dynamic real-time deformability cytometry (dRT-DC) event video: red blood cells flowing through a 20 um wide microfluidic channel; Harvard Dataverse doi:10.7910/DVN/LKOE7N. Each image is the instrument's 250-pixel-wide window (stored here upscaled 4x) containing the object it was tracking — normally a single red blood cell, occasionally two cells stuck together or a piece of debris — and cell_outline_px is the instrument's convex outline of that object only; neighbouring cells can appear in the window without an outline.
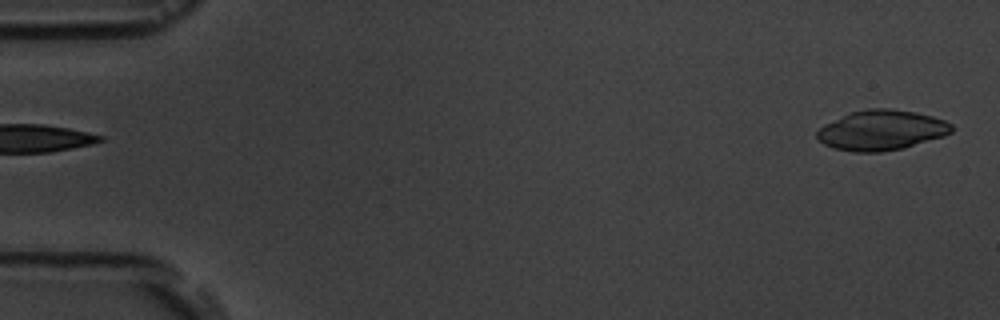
{"species": "common noctule bat (a hibernating species)", "species_latin": "Nyctalus noctula", "temperature_condition": "room temperature", "stored_images_in_passage": 6, "segment_of_instrument_passage": [2, 2], "camera_frame_rate_fps": 3000, "um_per_image_px": 0.085, "animal": {"sex": "male", "body_mass_g": 19.5, "forearm_length_mm": 54.6}, "frame": {"image": 1, "passage_image": 6, "time_ms": 5.667, "image_size_px": [1000, 320], "cell_outline_px": [[952, 132], [944, 136], [904, 148], [880, 152], [852, 152], [832, 148], [824, 144], [816, 136], [816, 132], [824, 124], [852, 112], [868, 108], [888, 108], [916, 112], [932, 116], [944, 120], [952, 124]], "centroid_in_image_um": [74.93, 11.07], "position_along_channel_um": 10.1, "area_um2": 31.44}}